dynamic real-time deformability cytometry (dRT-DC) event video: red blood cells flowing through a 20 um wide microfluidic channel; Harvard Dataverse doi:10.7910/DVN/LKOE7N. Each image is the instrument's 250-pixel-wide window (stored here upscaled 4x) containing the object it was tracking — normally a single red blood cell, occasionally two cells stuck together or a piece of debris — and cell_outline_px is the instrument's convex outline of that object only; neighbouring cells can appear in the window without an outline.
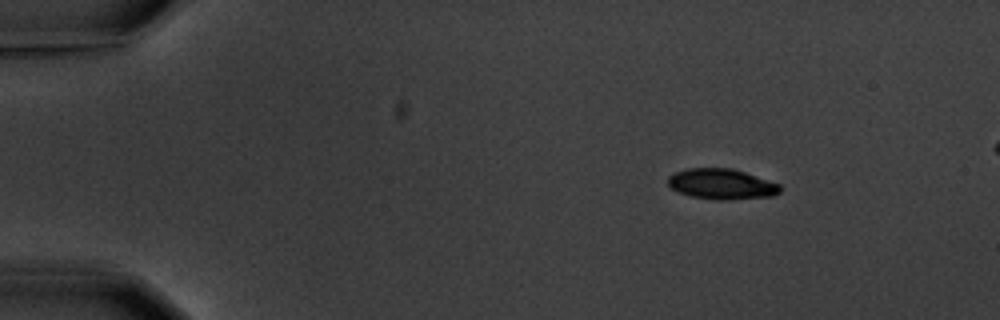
{"species": "common noctule bat (a hibernating species)", "species_latin": "Nyctalus noctula", "temperature_condition": "warm", "stored_images_in_passage": 4, "segment_of_instrument_passage": [1, 2], "camera_frame_rate_fps": 3000, "um_per_image_px": 0.085, "animal": {"sex": "male", "body_mass_g": 20.1, "forearm_length_mm": 53.5}, "frame": {"image": 1, "passage_image": 1, "time_ms": 0.0, "image_size_px": [1000, 320], "cell_outline_px": [[780, 192], [772, 196], [728, 200], [716, 200], [692, 196], [680, 192], [672, 188], [668, 184], [668, 176], [676, 172], [688, 168], [732, 168], [780, 184]], "centroid_in_image_um": [61.34, 15.64], "position_along_channel_um": 23.7, "area_um2": 19.77}}